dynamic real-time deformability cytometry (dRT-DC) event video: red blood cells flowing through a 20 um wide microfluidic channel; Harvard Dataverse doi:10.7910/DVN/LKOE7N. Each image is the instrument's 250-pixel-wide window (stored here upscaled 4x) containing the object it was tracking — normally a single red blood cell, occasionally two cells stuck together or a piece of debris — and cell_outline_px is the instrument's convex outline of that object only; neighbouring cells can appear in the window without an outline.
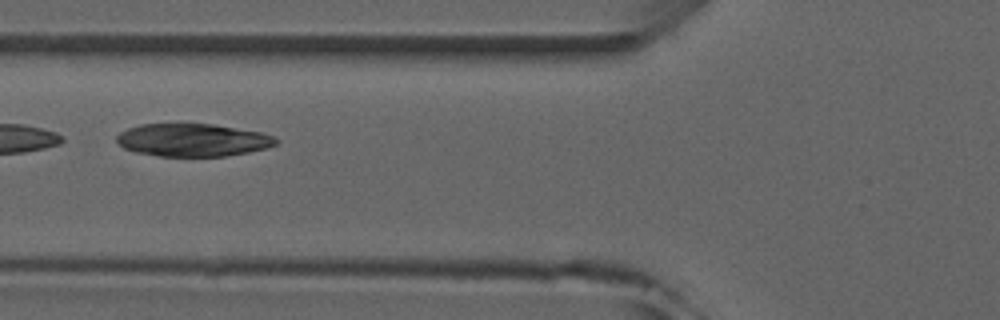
{"species": "common noctule bat (a hibernating species)", "species_latin": "Nyctalus noctula", "temperature_condition": "room temperature", "stored_images_in_passage": 3, "camera_frame_rate_fps": 3000, "um_per_image_px": 0.085, "animal": {"sex": "male", "forearm_length_mm": 52.5}, "frame": {"image": 1, "passage_image": 2, "time_ms": 1.333, "image_size_px": [1000, 320], "cell_outline_px": [[280, 140], [276, 144], [268, 148], [248, 152], [224, 156], [160, 156], [136, 152], [124, 148], [116, 140], [116, 136], [120, 132], [128, 128], [140, 124], [212, 124], [260, 132], [272, 136]], "centroid_in_image_um": [16.38, 11.9], "position_along_channel_um": 109.4, "area_um2": 30.29}}
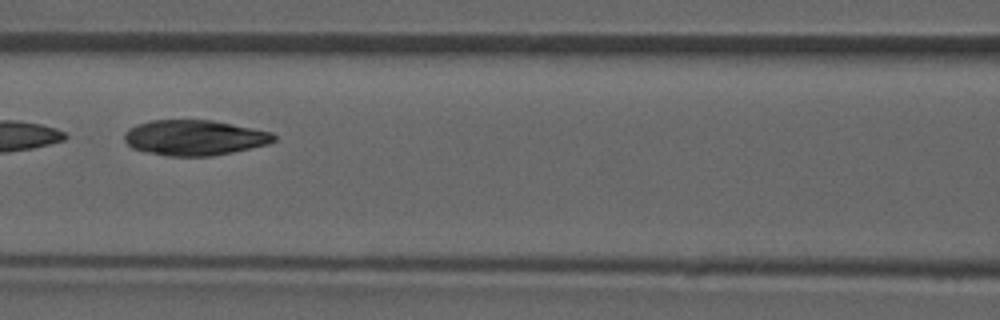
{"frame": {"image": 2, "passage_image": 3, "time_ms": 2.333, "image_size_px": [1000, 320], "cell_outline_px": [[276, 140], [268, 144], [232, 152], [212, 156], [168, 156], [148, 152], [132, 148], [124, 140], [124, 132], [128, 128], [136, 124], [152, 120], [212, 120], [272, 132], [276, 136]], "centroid_in_image_um": [16.51, 11.7], "position_along_channel_um": 150.1, "area_um2": 30.81}}